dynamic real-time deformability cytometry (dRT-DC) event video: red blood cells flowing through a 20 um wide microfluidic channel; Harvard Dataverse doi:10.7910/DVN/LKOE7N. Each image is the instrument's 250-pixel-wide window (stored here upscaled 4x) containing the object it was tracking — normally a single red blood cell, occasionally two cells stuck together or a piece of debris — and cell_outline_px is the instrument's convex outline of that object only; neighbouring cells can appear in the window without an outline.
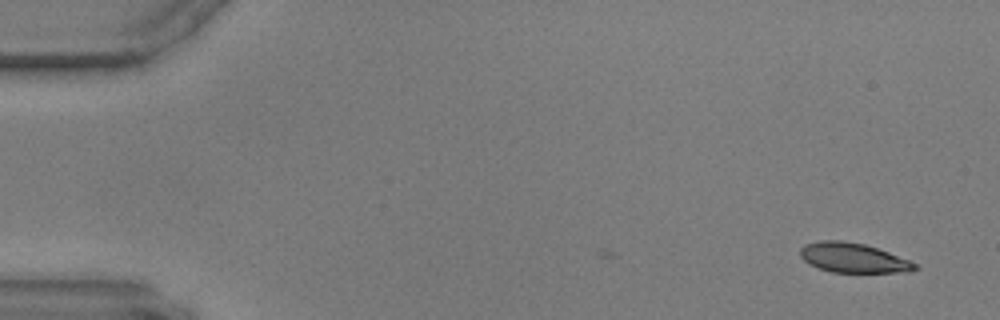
{"species": "common noctule bat (a hibernating species)", "species_latin": "Nyctalus noctula", "temperature_condition": "warm", "stored_images_in_passage": 4, "camera_frame_rate_fps": 3000, "um_per_image_px": 0.085, "animal": {"sex": "male", "body_mass_g": 17.9, "forearm_length_mm": 54.2}, "frame": {"image": 1, "passage_image": 4, "time_ms": 1.0, "image_size_px": [1000, 320], "cell_outline_px": [[920, 268], [908, 272], [832, 272], [808, 264], [800, 256], [800, 248], [804, 244], [820, 240], [840, 240], [864, 244], [888, 252], [920, 264]], "centroid_in_image_um": [72.53, 21.91], "position_along_channel_um": 12.5, "area_um2": 19.88}}